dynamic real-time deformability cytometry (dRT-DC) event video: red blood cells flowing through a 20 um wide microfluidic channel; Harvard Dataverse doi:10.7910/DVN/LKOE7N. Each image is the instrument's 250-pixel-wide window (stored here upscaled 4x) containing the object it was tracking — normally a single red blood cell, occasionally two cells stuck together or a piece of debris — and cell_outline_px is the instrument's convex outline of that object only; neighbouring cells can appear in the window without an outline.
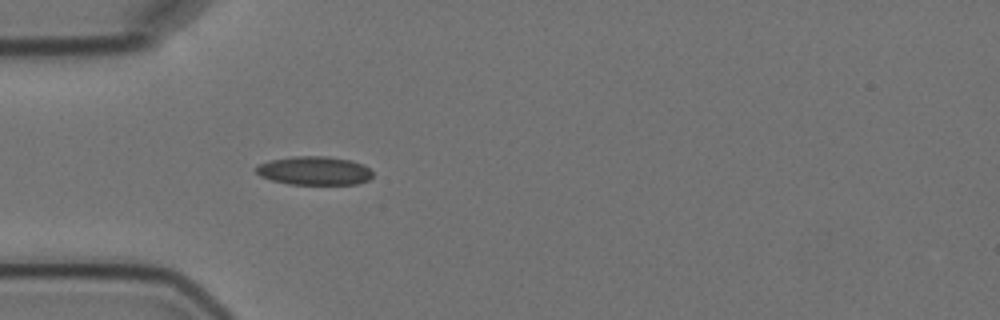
{"species": "Egyptian fruit bat (a non-hibernating species)", "species_latin": "Rousettus aegyptiacus", "temperature_condition": "cold", "stored_images_in_passage": 4, "camera_frame_rate_fps": 3000, "um_per_image_px": 0.085, "animal": {"sex": "female"}, "frame": {"image": 1, "passage_image": 4, "time_ms": 3.333, "image_size_px": [1000, 320], "cell_outline_px": [[372, 176], [368, 180], [356, 184], [288, 184], [272, 180], [260, 176], [256, 172], [256, 164], [272, 160], [296, 156], [328, 156], [352, 160], [364, 164], [372, 172]], "centroid_in_image_um": [26.72, 14.5], "position_along_channel_um": 58.3, "area_um2": 19.48}}